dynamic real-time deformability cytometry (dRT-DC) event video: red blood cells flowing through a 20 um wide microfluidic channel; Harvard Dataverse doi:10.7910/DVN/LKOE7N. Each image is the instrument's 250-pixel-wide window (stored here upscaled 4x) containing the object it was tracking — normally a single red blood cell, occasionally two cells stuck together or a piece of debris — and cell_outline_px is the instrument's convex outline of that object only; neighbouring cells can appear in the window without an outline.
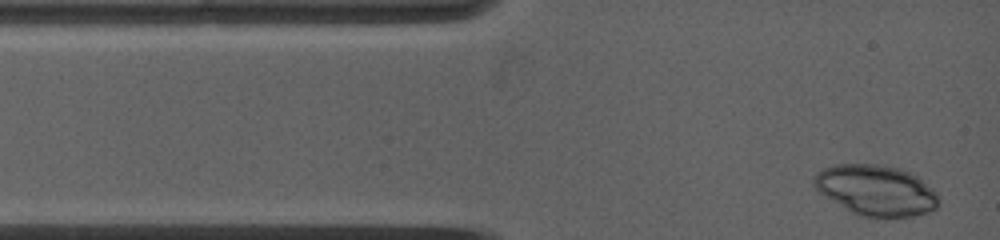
{"species": "common noctule bat (a hibernating species)", "species_latin": "Nyctalus noctula", "temperature_condition": "warm", "stored_images_in_passage": 3, "camera_frame_rate_fps": 5000, "um_per_image_px": 0.085, "animal": {"sex": "female", "body_mass_g": 19.0, "forearm_length_mm": 53.3}, "frame": {"image": 1, "passage_image": 1, "time_ms": 0.0, "image_size_px": [1000, 240], "cell_outline_px": [[940, 200], [936, 208], [928, 212], [912, 216], [888, 220], [860, 216], [852, 212], [824, 196], [812, 184], [812, 180], [816, 172], [832, 164], [876, 164], [900, 168], [916, 176], [932, 188], [936, 192]], "centroid_in_image_um": [74.46, 16.2], "position_along_channel_um": 10.5, "area_um2": 37.28}}